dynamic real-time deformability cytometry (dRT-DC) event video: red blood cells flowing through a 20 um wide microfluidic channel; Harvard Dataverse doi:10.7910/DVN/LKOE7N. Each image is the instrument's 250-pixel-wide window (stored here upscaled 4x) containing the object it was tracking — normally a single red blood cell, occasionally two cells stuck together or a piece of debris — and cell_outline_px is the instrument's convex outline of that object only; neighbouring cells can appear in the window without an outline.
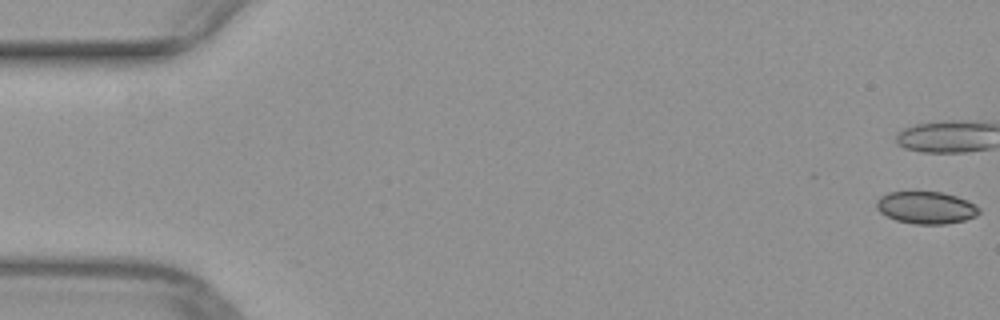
{"species": "common noctule bat (a hibernating species)", "species_latin": "Nyctalus noctula", "temperature_condition": "warm", "stored_images_in_passage": 16, "camera_frame_rate_fps": 3000, "um_per_image_px": 0.085, "animal": {"sex": "female", "body_mass_g": 29.2, "forearm_length_mm": 56.3}, "frame": {"image": 1, "passage_image": 1, "time_ms": 0.0, "image_size_px": [1000, 320], "cell_outline_px": [[980, 212], [976, 216], [964, 220], [944, 224], [916, 224], [896, 220], [880, 212], [876, 208], [876, 200], [880, 196], [888, 192], [944, 192], [968, 200], [980, 208]], "centroid_in_image_um": [78.72, 17.64], "position_along_channel_um": 6.3, "area_um2": 19.31}}